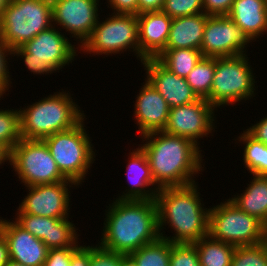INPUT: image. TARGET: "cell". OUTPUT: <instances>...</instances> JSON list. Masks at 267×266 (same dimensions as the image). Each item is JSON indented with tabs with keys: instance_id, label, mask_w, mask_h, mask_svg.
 <instances>
[{
	"instance_id": "42",
	"label": "cell",
	"mask_w": 267,
	"mask_h": 266,
	"mask_svg": "<svg viewBox=\"0 0 267 266\" xmlns=\"http://www.w3.org/2000/svg\"><path fill=\"white\" fill-rule=\"evenodd\" d=\"M8 261V246L4 236L0 233V266H4Z\"/></svg>"
},
{
	"instance_id": "2",
	"label": "cell",
	"mask_w": 267,
	"mask_h": 266,
	"mask_svg": "<svg viewBox=\"0 0 267 266\" xmlns=\"http://www.w3.org/2000/svg\"><path fill=\"white\" fill-rule=\"evenodd\" d=\"M141 138L145 143L139 147L146 154L152 177L160 189L196 183L194 175L204 171L202 150L192 141L164 131Z\"/></svg>"
},
{
	"instance_id": "10",
	"label": "cell",
	"mask_w": 267,
	"mask_h": 266,
	"mask_svg": "<svg viewBox=\"0 0 267 266\" xmlns=\"http://www.w3.org/2000/svg\"><path fill=\"white\" fill-rule=\"evenodd\" d=\"M105 21L97 22L90 36L79 46L86 54L110 55L132 51L139 58L138 19L134 14L109 15ZM133 49V50H131Z\"/></svg>"
},
{
	"instance_id": "41",
	"label": "cell",
	"mask_w": 267,
	"mask_h": 266,
	"mask_svg": "<svg viewBox=\"0 0 267 266\" xmlns=\"http://www.w3.org/2000/svg\"><path fill=\"white\" fill-rule=\"evenodd\" d=\"M164 0H138V14L161 11Z\"/></svg>"
},
{
	"instance_id": "36",
	"label": "cell",
	"mask_w": 267,
	"mask_h": 266,
	"mask_svg": "<svg viewBox=\"0 0 267 266\" xmlns=\"http://www.w3.org/2000/svg\"><path fill=\"white\" fill-rule=\"evenodd\" d=\"M78 247L49 249L43 266H70L72 253Z\"/></svg>"
},
{
	"instance_id": "9",
	"label": "cell",
	"mask_w": 267,
	"mask_h": 266,
	"mask_svg": "<svg viewBox=\"0 0 267 266\" xmlns=\"http://www.w3.org/2000/svg\"><path fill=\"white\" fill-rule=\"evenodd\" d=\"M209 235L235 247L257 245L264 242L265 225L227 199L210 207Z\"/></svg>"
},
{
	"instance_id": "46",
	"label": "cell",
	"mask_w": 267,
	"mask_h": 266,
	"mask_svg": "<svg viewBox=\"0 0 267 266\" xmlns=\"http://www.w3.org/2000/svg\"><path fill=\"white\" fill-rule=\"evenodd\" d=\"M4 266H25V265L9 260Z\"/></svg>"
},
{
	"instance_id": "33",
	"label": "cell",
	"mask_w": 267,
	"mask_h": 266,
	"mask_svg": "<svg viewBox=\"0 0 267 266\" xmlns=\"http://www.w3.org/2000/svg\"><path fill=\"white\" fill-rule=\"evenodd\" d=\"M170 266H201L195 245L172 243Z\"/></svg>"
},
{
	"instance_id": "26",
	"label": "cell",
	"mask_w": 267,
	"mask_h": 266,
	"mask_svg": "<svg viewBox=\"0 0 267 266\" xmlns=\"http://www.w3.org/2000/svg\"><path fill=\"white\" fill-rule=\"evenodd\" d=\"M203 57L201 50L181 48L164 49L156 59L170 72L186 78Z\"/></svg>"
},
{
	"instance_id": "43",
	"label": "cell",
	"mask_w": 267,
	"mask_h": 266,
	"mask_svg": "<svg viewBox=\"0 0 267 266\" xmlns=\"http://www.w3.org/2000/svg\"><path fill=\"white\" fill-rule=\"evenodd\" d=\"M11 152L2 144H0V166L2 163L8 162L10 164Z\"/></svg>"
},
{
	"instance_id": "32",
	"label": "cell",
	"mask_w": 267,
	"mask_h": 266,
	"mask_svg": "<svg viewBox=\"0 0 267 266\" xmlns=\"http://www.w3.org/2000/svg\"><path fill=\"white\" fill-rule=\"evenodd\" d=\"M161 11L172 19L204 13L203 0H164Z\"/></svg>"
},
{
	"instance_id": "29",
	"label": "cell",
	"mask_w": 267,
	"mask_h": 266,
	"mask_svg": "<svg viewBox=\"0 0 267 266\" xmlns=\"http://www.w3.org/2000/svg\"><path fill=\"white\" fill-rule=\"evenodd\" d=\"M215 73V58L203 57L186 77V81L198 98L207 99L210 95Z\"/></svg>"
},
{
	"instance_id": "44",
	"label": "cell",
	"mask_w": 267,
	"mask_h": 266,
	"mask_svg": "<svg viewBox=\"0 0 267 266\" xmlns=\"http://www.w3.org/2000/svg\"><path fill=\"white\" fill-rule=\"evenodd\" d=\"M121 266H136L133 258L128 254H121Z\"/></svg>"
},
{
	"instance_id": "25",
	"label": "cell",
	"mask_w": 267,
	"mask_h": 266,
	"mask_svg": "<svg viewBox=\"0 0 267 266\" xmlns=\"http://www.w3.org/2000/svg\"><path fill=\"white\" fill-rule=\"evenodd\" d=\"M193 244L201 266H231L235 246L215 240L209 234Z\"/></svg>"
},
{
	"instance_id": "23",
	"label": "cell",
	"mask_w": 267,
	"mask_h": 266,
	"mask_svg": "<svg viewBox=\"0 0 267 266\" xmlns=\"http://www.w3.org/2000/svg\"><path fill=\"white\" fill-rule=\"evenodd\" d=\"M209 15L199 13L173 18L165 49L190 48L201 50L204 27Z\"/></svg>"
},
{
	"instance_id": "7",
	"label": "cell",
	"mask_w": 267,
	"mask_h": 266,
	"mask_svg": "<svg viewBox=\"0 0 267 266\" xmlns=\"http://www.w3.org/2000/svg\"><path fill=\"white\" fill-rule=\"evenodd\" d=\"M84 121L43 139L60 172L78 186L84 182L95 160L94 145L84 128Z\"/></svg>"
},
{
	"instance_id": "3",
	"label": "cell",
	"mask_w": 267,
	"mask_h": 266,
	"mask_svg": "<svg viewBox=\"0 0 267 266\" xmlns=\"http://www.w3.org/2000/svg\"><path fill=\"white\" fill-rule=\"evenodd\" d=\"M197 184L165 187L157 192L155 202L160 238L171 243L193 244L209 234L210 208L203 207ZM164 225L174 230V236L167 237L161 232L166 229Z\"/></svg>"
},
{
	"instance_id": "34",
	"label": "cell",
	"mask_w": 267,
	"mask_h": 266,
	"mask_svg": "<svg viewBox=\"0 0 267 266\" xmlns=\"http://www.w3.org/2000/svg\"><path fill=\"white\" fill-rule=\"evenodd\" d=\"M89 266H121V253L107 250L99 244L92 245Z\"/></svg>"
},
{
	"instance_id": "28",
	"label": "cell",
	"mask_w": 267,
	"mask_h": 266,
	"mask_svg": "<svg viewBox=\"0 0 267 266\" xmlns=\"http://www.w3.org/2000/svg\"><path fill=\"white\" fill-rule=\"evenodd\" d=\"M172 243L159 238L130 253L136 266H170Z\"/></svg>"
},
{
	"instance_id": "17",
	"label": "cell",
	"mask_w": 267,
	"mask_h": 266,
	"mask_svg": "<svg viewBox=\"0 0 267 266\" xmlns=\"http://www.w3.org/2000/svg\"><path fill=\"white\" fill-rule=\"evenodd\" d=\"M0 233L4 236L9 260L25 266H43L48 248L40 239L22 228L16 221L0 218Z\"/></svg>"
},
{
	"instance_id": "20",
	"label": "cell",
	"mask_w": 267,
	"mask_h": 266,
	"mask_svg": "<svg viewBox=\"0 0 267 266\" xmlns=\"http://www.w3.org/2000/svg\"><path fill=\"white\" fill-rule=\"evenodd\" d=\"M139 34V59L156 58L165 48L172 18L163 11L144 12L137 15Z\"/></svg>"
},
{
	"instance_id": "22",
	"label": "cell",
	"mask_w": 267,
	"mask_h": 266,
	"mask_svg": "<svg viewBox=\"0 0 267 266\" xmlns=\"http://www.w3.org/2000/svg\"><path fill=\"white\" fill-rule=\"evenodd\" d=\"M228 16L253 42L267 32L266 0H234Z\"/></svg>"
},
{
	"instance_id": "35",
	"label": "cell",
	"mask_w": 267,
	"mask_h": 266,
	"mask_svg": "<svg viewBox=\"0 0 267 266\" xmlns=\"http://www.w3.org/2000/svg\"><path fill=\"white\" fill-rule=\"evenodd\" d=\"M8 55L13 56V49L8 47L0 37V96L3 97L4 93L9 90L12 80L9 72ZM7 57V58H6Z\"/></svg>"
},
{
	"instance_id": "12",
	"label": "cell",
	"mask_w": 267,
	"mask_h": 266,
	"mask_svg": "<svg viewBox=\"0 0 267 266\" xmlns=\"http://www.w3.org/2000/svg\"><path fill=\"white\" fill-rule=\"evenodd\" d=\"M214 110L217 109L201 98L190 104L172 107L163 131L186 138L199 147L198 140L208 137L216 128Z\"/></svg>"
},
{
	"instance_id": "6",
	"label": "cell",
	"mask_w": 267,
	"mask_h": 266,
	"mask_svg": "<svg viewBox=\"0 0 267 266\" xmlns=\"http://www.w3.org/2000/svg\"><path fill=\"white\" fill-rule=\"evenodd\" d=\"M57 27L53 25L41 31L32 40L13 49V57L22 58L24 66L36 75L52 74L72 63L78 56L79 47L72 45L66 33L58 31Z\"/></svg>"
},
{
	"instance_id": "37",
	"label": "cell",
	"mask_w": 267,
	"mask_h": 266,
	"mask_svg": "<svg viewBox=\"0 0 267 266\" xmlns=\"http://www.w3.org/2000/svg\"><path fill=\"white\" fill-rule=\"evenodd\" d=\"M234 0H203V10L206 15H228Z\"/></svg>"
},
{
	"instance_id": "13",
	"label": "cell",
	"mask_w": 267,
	"mask_h": 266,
	"mask_svg": "<svg viewBox=\"0 0 267 266\" xmlns=\"http://www.w3.org/2000/svg\"><path fill=\"white\" fill-rule=\"evenodd\" d=\"M251 42L228 15L209 16L204 27L201 52L204 57L211 58L236 56L246 54L245 47Z\"/></svg>"
},
{
	"instance_id": "30",
	"label": "cell",
	"mask_w": 267,
	"mask_h": 266,
	"mask_svg": "<svg viewBox=\"0 0 267 266\" xmlns=\"http://www.w3.org/2000/svg\"><path fill=\"white\" fill-rule=\"evenodd\" d=\"M21 139L20 110L0 109V144L11 152Z\"/></svg>"
},
{
	"instance_id": "19",
	"label": "cell",
	"mask_w": 267,
	"mask_h": 266,
	"mask_svg": "<svg viewBox=\"0 0 267 266\" xmlns=\"http://www.w3.org/2000/svg\"><path fill=\"white\" fill-rule=\"evenodd\" d=\"M134 103L135 121L141 136L163 131L167 125L170 107L160 93L145 78Z\"/></svg>"
},
{
	"instance_id": "24",
	"label": "cell",
	"mask_w": 267,
	"mask_h": 266,
	"mask_svg": "<svg viewBox=\"0 0 267 266\" xmlns=\"http://www.w3.org/2000/svg\"><path fill=\"white\" fill-rule=\"evenodd\" d=\"M244 192L233 195L229 200L239 209L251 216H255L267 226V176H252Z\"/></svg>"
},
{
	"instance_id": "21",
	"label": "cell",
	"mask_w": 267,
	"mask_h": 266,
	"mask_svg": "<svg viewBox=\"0 0 267 266\" xmlns=\"http://www.w3.org/2000/svg\"><path fill=\"white\" fill-rule=\"evenodd\" d=\"M127 177L130 182L128 189L123 191L118 200H155L160 188L155 184L150 165L144 151L138 147L129 152ZM150 186H154L149 188Z\"/></svg>"
},
{
	"instance_id": "18",
	"label": "cell",
	"mask_w": 267,
	"mask_h": 266,
	"mask_svg": "<svg viewBox=\"0 0 267 266\" xmlns=\"http://www.w3.org/2000/svg\"><path fill=\"white\" fill-rule=\"evenodd\" d=\"M141 64L146 71V79L166 100L170 108L190 104L199 99L186 78L170 72L156 58L145 59Z\"/></svg>"
},
{
	"instance_id": "47",
	"label": "cell",
	"mask_w": 267,
	"mask_h": 266,
	"mask_svg": "<svg viewBox=\"0 0 267 266\" xmlns=\"http://www.w3.org/2000/svg\"><path fill=\"white\" fill-rule=\"evenodd\" d=\"M264 242H265L266 245H267V226H265Z\"/></svg>"
},
{
	"instance_id": "4",
	"label": "cell",
	"mask_w": 267,
	"mask_h": 266,
	"mask_svg": "<svg viewBox=\"0 0 267 266\" xmlns=\"http://www.w3.org/2000/svg\"><path fill=\"white\" fill-rule=\"evenodd\" d=\"M70 95L69 91L66 93L59 90L29 106L20 107L21 138L43 140L57 132L71 129L85 119L84 111Z\"/></svg>"
},
{
	"instance_id": "16",
	"label": "cell",
	"mask_w": 267,
	"mask_h": 266,
	"mask_svg": "<svg viewBox=\"0 0 267 266\" xmlns=\"http://www.w3.org/2000/svg\"><path fill=\"white\" fill-rule=\"evenodd\" d=\"M15 221L48 249L79 247L77 228L68 218H50L24 214L17 209Z\"/></svg>"
},
{
	"instance_id": "39",
	"label": "cell",
	"mask_w": 267,
	"mask_h": 266,
	"mask_svg": "<svg viewBox=\"0 0 267 266\" xmlns=\"http://www.w3.org/2000/svg\"><path fill=\"white\" fill-rule=\"evenodd\" d=\"M246 131L257 141L264 143L267 146V116L261 118V121L252 124Z\"/></svg>"
},
{
	"instance_id": "15",
	"label": "cell",
	"mask_w": 267,
	"mask_h": 266,
	"mask_svg": "<svg viewBox=\"0 0 267 266\" xmlns=\"http://www.w3.org/2000/svg\"><path fill=\"white\" fill-rule=\"evenodd\" d=\"M53 25L76 38L78 47L90 36L98 20L100 0H51ZM80 43V44H79Z\"/></svg>"
},
{
	"instance_id": "1",
	"label": "cell",
	"mask_w": 267,
	"mask_h": 266,
	"mask_svg": "<svg viewBox=\"0 0 267 266\" xmlns=\"http://www.w3.org/2000/svg\"><path fill=\"white\" fill-rule=\"evenodd\" d=\"M106 206L99 245L128 255L160 238L155 200H118Z\"/></svg>"
},
{
	"instance_id": "45",
	"label": "cell",
	"mask_w": 267,
	"mask_h": 266,
	"mask_svg": "<svg viewBox=\"0 0 267 266\" xmlns=\"http://www.w3.org/2000/svg\"><path fill=\"white\" fill-rule=\"evenodd\" d=\"M11 0H0V17L4 9L10 4Z\"/></svg>"
},
{
	"instance_id": "27",
	"label": "cell",
	"mask_w": 267,
	"mask_h": 266,
	"mask_svg": "<svg viewBox=\"0 0 267 266\" xmlns=\"http://www.w3.org/2000/svg\"><path fill=\"white\" fill-rule=\"evenodd\" d=\"M236 140L244 144L242 162L245 169L247 168L251 175L267 176V146L257 141L246 130Z\"/></svg>"
},
{
	"instance_id": "5",
	"label": "cell",
	"mask_w": 267,
	"mask_h": 266,
	"mask_svg": "<svg viewBox=\"0 0 267 266\" xmlns=\"http://www.w3.org/2000/svg\"><path fill=\"white\" fill-rule=\"evenodd\" d=\"M51 26V0H11L0 17V37L15 49Z\"/></svg>"
},
{
	"instance_id": "8",
	"label": "cell",
	"mask_w": 267,
	"mask_h": 266,
	"mask_svg": "<svg viewBox=\"0 0 267 266\" xmlns=\"http://www.w3.org/2000/svg\"><path fill=\"white\" fill-rule=\"evenodd\" d=\"M249 63L247 54L216 57L213 83L206 100L220 108L255 97L256 76Z\"/></svg>"
},
{
	"instance_id": "38",
	"label": "cell",
	"mask_w": 267,
	"mask_h": 266,
	"mask_svg": "<svg viewBox=\"0 0 267 266\" xmlns=\"http://www.w3.org/2000/svg\"><path fill=\"white\" fill-rule=\"evenodd\" d=\"M114 14L138 15V0H108Z\"/></svg>"
},
{
	"instance_id": "11",
	"label": "cell",
	"mask_w": 267,
	"mask_h": 266,
	"mask_svg": "<svg viewBox=\"0 0 267 266\" xmlns=\"http://www.w3.org/2000/svg\"><path fill=\"white\" fill-rule=\"evenodd\" d=\"M10 166L25 187L67 180L43 140L21 139L11 150Z\"/></svg>"
},
{
	"instance_id": "31",
	"label": "cell",
	"mask_w": 267,
	"mask_h": 266,
	"mask_svg": "<svg viewBox=\"0 0 267 266\" xmlns=\"http://www.w3.org/2000/svg\"><path fill=\"white\" fill-rule=\"evenodd\" d=\"M231 266H267L266 243L236 247Z\"/></svg>"
},
{
	"instance_id": "14",
	"label": "cell",
	"mask_w": 267,
	"mask_h": 266,
	"mask_svg": "<svg viewBox=\"0 0 267 266\" xmlns=\"http://www.w3.org/2000/svg\"><path fill=\"white\" fill-rule=\"evenodd\" d=\"M72 185L78 186L74 181L67 179L54 184L26 186L27 196L19 204L18 209L24 214L68 218L71 208L69 188H72Z\"/></svg>"
},
{
	"instance_id": "40",
	"label": "cell",
	"mask_w": 267,
	"mask_h": 266,
	"mask_svg": "<svg viewBox=\"0 0 267 266\" xmlns=\"http://www.w3.org/2000/svg\"><path fill=\"white\" fill-rule=\"evenodd\" d=\"M90 246L80 245L73 253L70 266H89Z\"/></svg>"
}]
</instances>
